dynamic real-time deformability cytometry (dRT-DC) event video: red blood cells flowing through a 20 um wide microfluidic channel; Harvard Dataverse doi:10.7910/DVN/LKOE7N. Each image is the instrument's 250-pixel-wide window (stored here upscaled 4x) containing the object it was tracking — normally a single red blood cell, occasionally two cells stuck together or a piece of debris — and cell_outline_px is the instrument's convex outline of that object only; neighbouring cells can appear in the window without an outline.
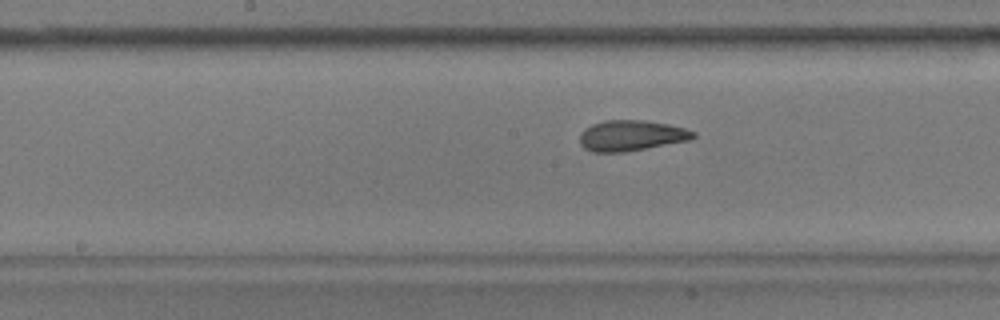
{"species": "common noctule bat (a hibernating species)", "species_latin": "Nyctalus noctula", "temperature_condition": "warm", "stored_images_in_passage": 56, "camera_frame_rate_fps": 3000, "um_per_image_px": 0.085, "animal": {"sex": "male", "body_mass_g": 17.9}, "frame": {"image": 1, "passage_image": 28, "time_ms": 9.0, "image_size_px": [1000, 320], "cell_outline_px": [[696, 136], [692, 140], [624, 152], [592, 152], [584, 148], [580, 144], [580, 132], [592, 124], [604, 120], [644, 120], [668, 124], [684, 128], [696, 132]], "centroid_in_image_um": [53.67, 11.52], "position_along_channel_um": 194.5, "area_um2": 20.4}}
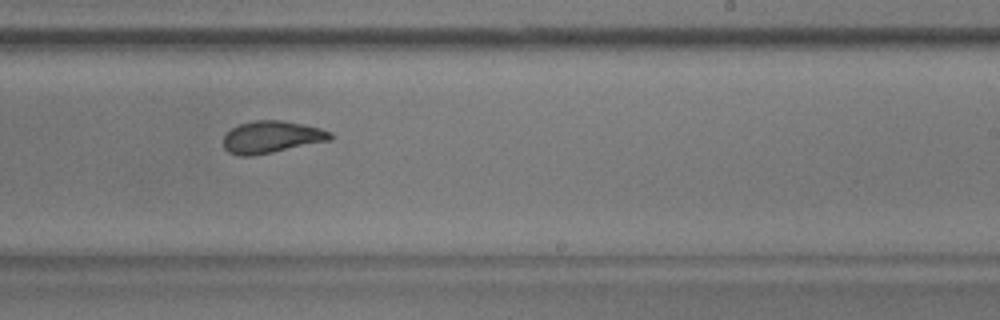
{"frame": {"image": 2, "passage_image": 34, "time_ms": 11.0, "image_size_px": [1000, 320], "cell_outline_px": [[332, 140], [252, 156], [240, 156], [228, 152], [224, 148], [224, 136], [232, 128], [240, 124], [252, 120], [284, 120], [304, 124], [320, 128], [332, 132]], "centroid_in_image_um": [23.1, 11.64], "position_along_channel_um": 265.9, "area_um2": 20.06}}
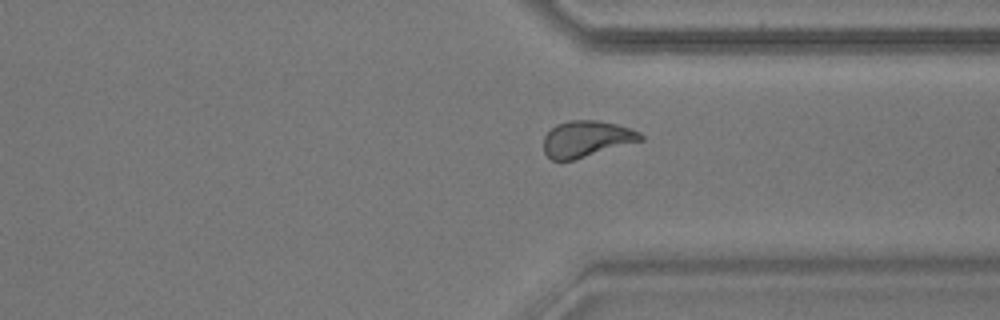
{"frame": {"image": 3, "passage_image": 42, "time_ms": 13.667, "image_size_px": [1000, 320], "cell_outline_px": [[644, 140], [572, 160], [552, 160], [544, 152], [544, 136], [556, 124], [568, 120], [596, 120], [616, 124], [640, 132], [644, 136]], "centroid_in_image_um": [49.85, 11.79], "position_along_channel_um": 361.5, "area_um2": 20.35}, "authors_computed_cell_mechanics": {"area_um2": 21.1259, "velocity_mm_per_s": 3.5897, "shape_relaxation_time_tau1_ms": 8.4071, "shape_relaxation_time_tau2_ms": 1.5324, "deformation_change_tau1": 0.1857, "deformation_change_tau2": 0.0788}}